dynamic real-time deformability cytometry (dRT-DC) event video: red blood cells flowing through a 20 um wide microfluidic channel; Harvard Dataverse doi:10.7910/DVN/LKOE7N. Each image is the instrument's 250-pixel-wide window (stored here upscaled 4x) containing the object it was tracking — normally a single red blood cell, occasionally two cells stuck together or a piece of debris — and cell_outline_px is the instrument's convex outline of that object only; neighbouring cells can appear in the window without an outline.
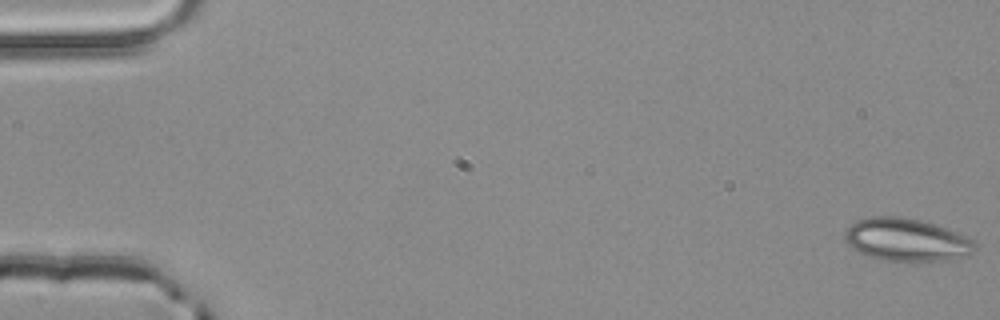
{"species": "common noctule bat (a hibernating species)", "species_latin": "Nyctalus noctula", "temperature_condition": "room temperature", "stored_images_in_passage": 4, "camera_frame_rate_fps": 3000, "um_per_image_px": 0.085, "animal": {"sex": "male", "body_mass_g": 20.4}, "frame": {"image": 1, "passage_image": 1, "time_ms": 0.0, "image_size_px": [1000, 320], "cell_outline_px": [[976, 248], [968, 256], [944, 260], [884, 260], [864, 256], [852, 248], [844, 240], [844, 232], [856, 220], [872, 216], [896, 216], [920, 220], [936, 224], [976, 240]], "centroid_in_image_um": [77.04, 20.37], "position_along_channel_um": 8.0, "area_um2": 32.48}}